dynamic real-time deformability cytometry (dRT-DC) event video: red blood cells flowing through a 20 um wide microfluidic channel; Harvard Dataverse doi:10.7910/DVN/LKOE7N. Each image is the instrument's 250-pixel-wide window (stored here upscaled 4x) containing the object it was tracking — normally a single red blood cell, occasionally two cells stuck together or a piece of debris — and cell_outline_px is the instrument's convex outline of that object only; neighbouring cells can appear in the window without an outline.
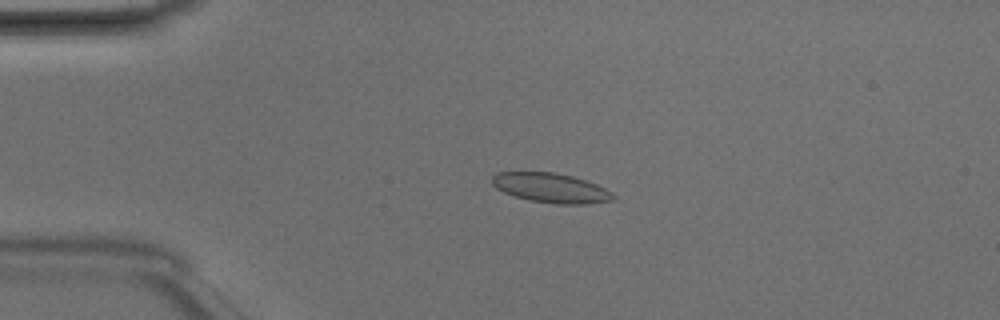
{"species": "Egyptian fruit bat (a non-hibernating species)", "species_latin": "Rousettus aegyptiacus", "temperature_condition": "room temperature", "stored_images_in_passage": 4, "camera_frame_rate_fps": 3000, "um_per_image_px": 0.085, "animal": {"sex": "male"}, "frame": {"image": 1, "passage_image": 3, "time_ms": 0.667, "image_size_px": [1000, 320], "cell_outline_px": [[616, 196], [612, 200], [588, 204], [556, 204], [528, 200], [504, 192], [496, 188], [492, 184], [492, 176], [496, 172], [556, 172], [572, 176], [596, 184], [612, 192]], "centroid_in_image_um": [46.82, 15.97], "position_along_channel_um": 38.2, "area_um2": 20.87}}